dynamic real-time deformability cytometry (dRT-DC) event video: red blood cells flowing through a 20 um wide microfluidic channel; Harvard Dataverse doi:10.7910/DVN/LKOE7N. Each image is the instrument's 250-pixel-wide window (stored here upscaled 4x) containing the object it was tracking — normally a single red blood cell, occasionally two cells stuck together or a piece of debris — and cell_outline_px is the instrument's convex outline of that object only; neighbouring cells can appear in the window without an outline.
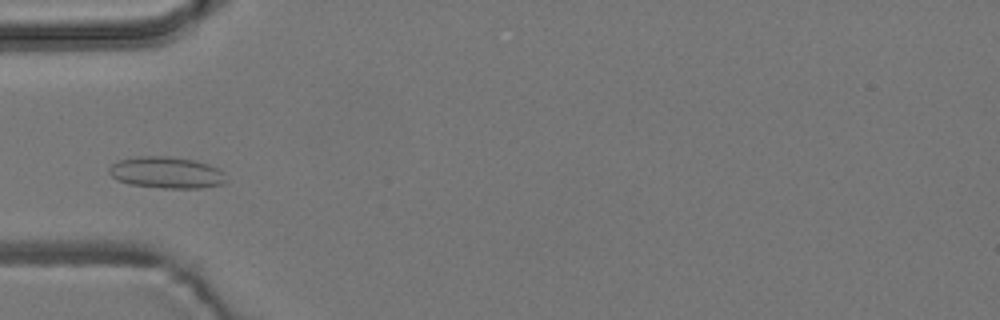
{"species": "common noctule bat (a hibernating species)", "species_latin": "Nyctalus noctula", "temperature_condition": "room temperature", "stored_images_in_passage": 3, "camera_frame_rate_fps": 3000, "um_per_image_px": 0.085, "animal": {"sex": "male", "body_mass_g": 19.2, "forearm_length_mm": 51.8}, "frame": {"image": 1, "passage_image": 3, "time_ms": 2.333, "image_size_px": [1000, 320], "cell_outline_px": [[224, 184], [200, 188], [164, 188], [132, 184], [116, 180], [108, 172], [108, 168], [112, 164], [120, 160], [136, 156], [168, 156], [196, 160], [208, 164], [224, 172]], "centroid_in_image_um": [14.13, 14.66], "position_along_channel_um": 70.9, "area_um2": 21.44}}